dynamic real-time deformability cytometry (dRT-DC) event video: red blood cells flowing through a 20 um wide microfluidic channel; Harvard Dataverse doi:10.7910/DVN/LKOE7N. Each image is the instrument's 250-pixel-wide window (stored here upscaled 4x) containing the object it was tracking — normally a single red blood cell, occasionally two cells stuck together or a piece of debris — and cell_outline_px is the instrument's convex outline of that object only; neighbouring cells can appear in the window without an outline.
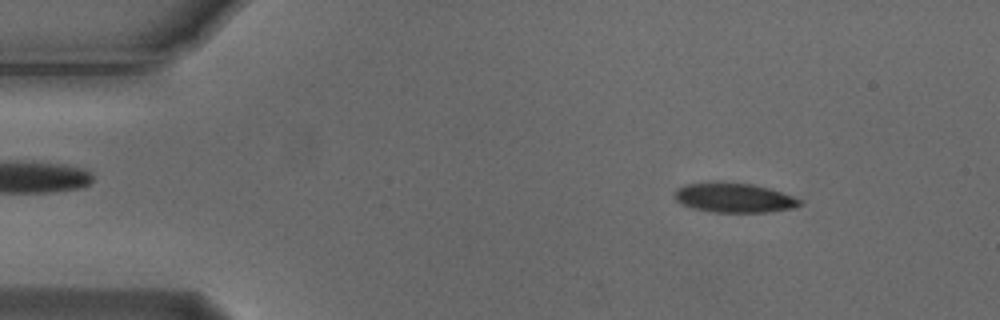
{"species": "Egyptian fruit bat (a non-hibernating species)", "species_latin": "Rousettus aegyptiacus", "temperature_condition": "cold", "stored_images_in_passage": 15, "camera_frame_rate_fps": 3000, "um_per_image_px": 0.085, "animal": {"sex": "male"}, "frame": {"image": 1, "passage_image": 7, "time_ms": 2.0, "image_size_px": [1000, 320], "cell_outline_px": [[804, 204], [792, 208], [764, 212], [716, 212], [692, 208], [676, 200], [676, 188], [684, 184], [712, 180], [752, 184], [768, 188], [804, 200]], "centroid_in_image_um": [62.39, 16.78], "position_along_channel_um": 22.6, "area_um2": 21.73}}